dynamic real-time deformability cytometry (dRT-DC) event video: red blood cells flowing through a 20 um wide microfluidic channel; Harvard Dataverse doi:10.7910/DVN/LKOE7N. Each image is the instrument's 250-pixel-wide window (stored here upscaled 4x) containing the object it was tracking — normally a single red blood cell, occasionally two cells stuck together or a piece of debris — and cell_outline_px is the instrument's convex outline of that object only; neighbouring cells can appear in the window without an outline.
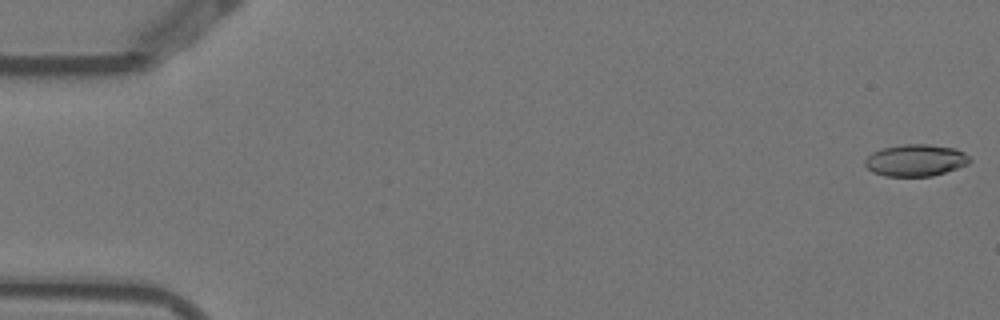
{"species": "Egyptian fruit bat (a non-hibernating species)", "species_latin": "Rousettus aegyptiacus", "temperature_condition": "warm", "stored_images_in_passage": 5, "segment_of_instrument_passage": [1, 2], "camera_frame_rate_fps": 3000, "um_per_image_px": 0.085, "animal": {"sex": "female"}, "frame": {"image": 1, "passage_image": 1, "time_ms": 0.0, "image_size_px": [1000, 320], "cell_outline_px": [[972, 160], [968, 164], [932, 176], [884, 176], [872, 172], [864, 164], [864, 160], [872, 152], [880, 148], [900, 144], [928, 144], [956, 148], [964, 152]], "centroid_in_image_um": [77.8, 13.61], "position_along_channel_um": 7.2, "area_um2": 19.59}}
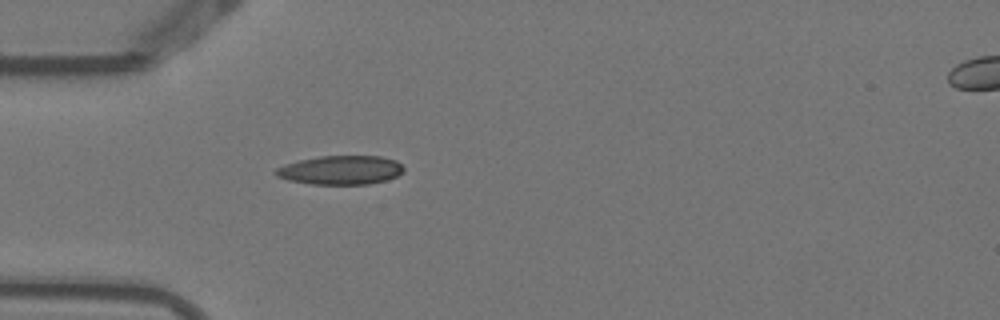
{"frame": {"image": 2, "passage_image": 4, "time_ms": 1.0, "image_size_px": [1000, 320], "cell_outline_px": [[404, 172], [396, 176], [384, 180], [368, 184], [312, 184], [288, 180], [276, 176], [272, 172], [276, 168], [284, 164], [300, 160], [320, 156], [380, 156], [396, 160], [404, 168]], "centroid_in_image_um": [28.93, 14.45], "position_along_channel_um": 56.1, "area_um2": 21.56}}